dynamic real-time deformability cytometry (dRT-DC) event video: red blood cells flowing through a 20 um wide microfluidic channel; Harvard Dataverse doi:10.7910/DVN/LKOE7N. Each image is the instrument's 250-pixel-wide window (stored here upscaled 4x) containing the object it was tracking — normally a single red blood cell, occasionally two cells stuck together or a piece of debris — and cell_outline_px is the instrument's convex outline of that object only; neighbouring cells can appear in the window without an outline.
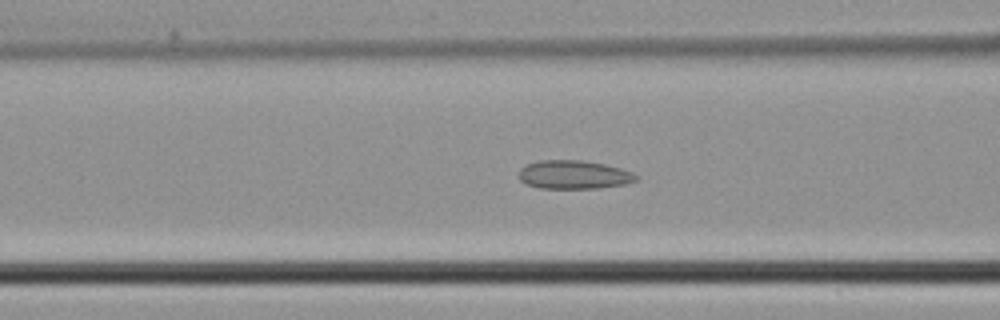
{"species": "common noctule bat (a hibernating species)", "species_latin": "Nyctalus noctula", "temperature_condition": "cold", "stored_images_in_passage": 45, "camera_frame_rate_fps": 3000, "um_per_image_px": 0.085, "animal": {"sex": "male", "body_mass_g": 21.5, "forearm_length_mm": 52.0}, "frame": {"image": 1, "passage_image": 18, "time_ms": 5.667, "image_size_px": [1000, 320], "cell_outline_px": [[640, 176], [636, 180], [624, 184], [600, 188], [540, 188], [524, 184], [520, 180], [520, 168], [528, 164], [540, 160], [584, 160], [604, 164], [620, 168], [632, 172]], "centroid_in_image_um": [48.78, 14.85], "position_along_channel_um": 117.8, "area_um2": 19.54}}
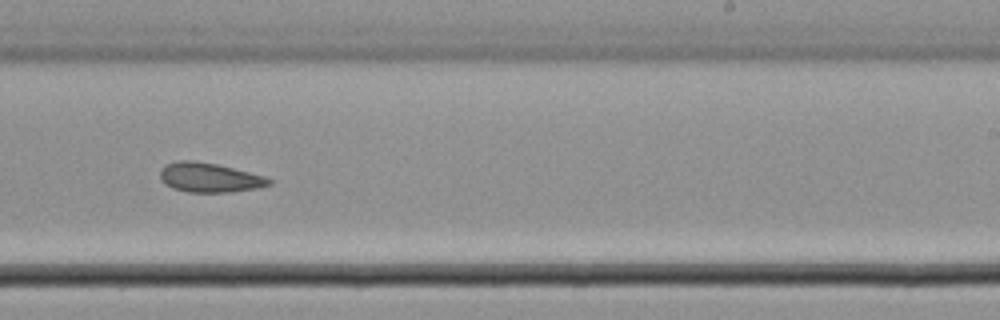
{"frame": {"image": 2, "passage_image": 28, "time_ms": 9.0, "image_size_px": [1000, 320], "cell_outline_px": [[272, 184], [256, 188], [232, 192], [188, 192], [172, 188], [164, 184], [160, 180], [160, 168], [164, 164], [176, 160], [192, 160], [216, 164], [264, 176], [272, 180]], "centroid_in_image_um": [17.74, 15.09], "position_along_channel_um": 271.3, "area_um2": 18.79}}
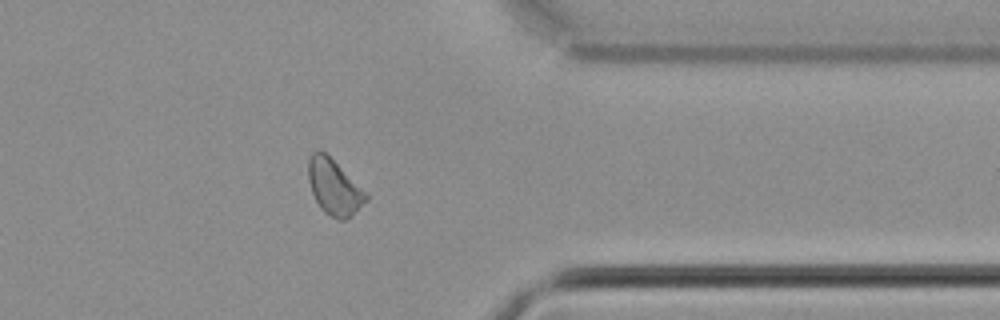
{"frame": {"image": 3, "passage_image": 36, "time_ms": 11.667, "image_size_px": [1000, 320], "cell_outline_px": [[368, 200], [352, 216], [344, 220], [336, 220], [324, 212], [320, 208], [312, 192], [308, 180], [308, 160], [312, 152], [316, 148], [320, 148], [368, 192]], "centroid_in_image_um": [28.41, 15.9], "position_along_channel_um": 383.0, "area_um2": 19.02}}